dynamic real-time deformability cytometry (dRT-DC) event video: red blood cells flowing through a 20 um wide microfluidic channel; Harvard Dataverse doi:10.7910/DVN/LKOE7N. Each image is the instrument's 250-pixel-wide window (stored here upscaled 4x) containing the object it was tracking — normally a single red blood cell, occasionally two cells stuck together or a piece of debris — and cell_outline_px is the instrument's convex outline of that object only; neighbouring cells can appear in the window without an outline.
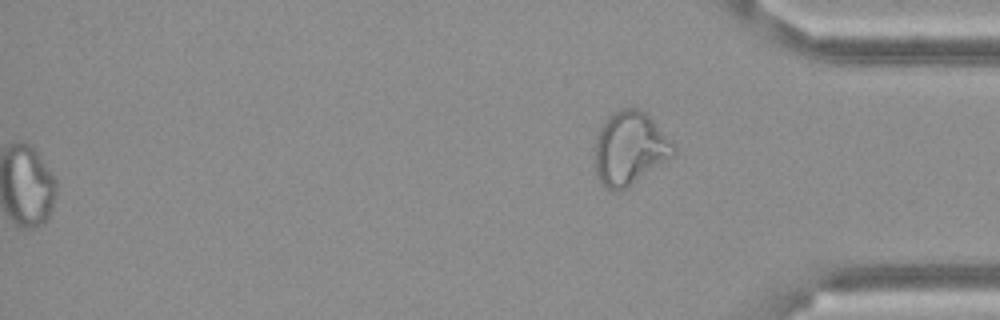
{"species": "Egyptian fruit bat (a non-hibernating species)", "species_latin": "Rousettus aegyptiacus", "temperature_condition": "cold", "stored_images_in_passage": 59, "segment_of_instrument_passage": [2, 2], "camera_frame_rate_fps": 3000, "um_per_image_px": 0.085, "frame": {"image": 1, "passage_image": 59, "time_ms": 19.333, "image_size_px": [1000, 320], "cell_outline_px": [[676, 152], [672, 156], [632, 184], [620, 192], [612, 192], [600, 184], [596, 172], [592, 148], [596, 136], [604, 120], [612, 112], [620, 108], [636, 108], [644, 112], [676, 144]], "centroid_in_image_um": [53.47, 12.62], "position_along_channel_um": 381.7, "area_um2": 34.04}}